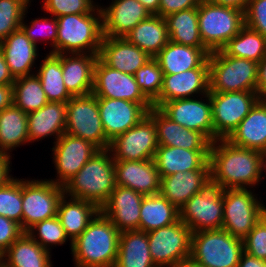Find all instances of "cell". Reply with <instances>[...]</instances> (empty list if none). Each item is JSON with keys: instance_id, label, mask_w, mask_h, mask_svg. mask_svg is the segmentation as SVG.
I'll return each instance as SVG.
<instances>
[{"instance_id": "obj_1", "label": "cell", "mask_w": 266, "mask_h": 267, "mask_svg": "<svg viewBox=\"0 0 266 267\" xmlns=\"http://www.w3.org/2000/svg\"><path fill=\"white\" fill-rule=\"evenodd\" d=\"M210 182L224 189H249L262 180V153L218 139L209 149Z\"/></svg>"}, {"instance_id": "obj_2", "label": "cell", "mask_w": 266, "mask_h": 267, "mask_svg": "<svg viewBox=\"0 0 266 267\" xmlns=\"http://www.w3.org/2000/svg\"><path fill=\"white\" fill-rule=\"evenodd\" d=\"M120 231L101 211L87 228L72 241L75 267H114Z\"/></svg>"}, {"instance_id": "obj_3", "label": "cell", "mask_w": 266, "mask_h": 267, "mask_svg": "<svg viewBox=\"0 0 266 267\" xmlns=\"http://www.w3.org/2000/svg\"><path fill=\"white\" fill-rule=\"evenodd\" d=\"M116 187L113 156L99 150L64 186L66 196L94 203L99 209Z\"/></svg>"}, {"instance_id": "obj_4", "label": "cell", "mask_w": 266, "mask_h": 267, "mask_svg": "<svg viewBox=\"0 0 266 267\" xmlns=\"http://www.w3.org/2000/svg\"><path fill=\"white\" fill-rule=\"evenodd\" d=\"M102 11L57 17L56 54H99L103 39Z\"/></svg>"}, {"instance_id": "obj_5", "label": "cell", "mask_w": 266, "mask_h": 267, "mask_svg": "<svg viewBox=\"0 0 266 267\" xmlns=\"http://www.w3.org/2000/svg\"><path fill=\"white\" fill-rule=\"evenodd\" d=\"M208 64L209 92L256 91L257 62L217 50L208 55Z\"/></svg>"}, {"instance_id": "obj_6", "label": "cell", "mask_w": 266, "mask_h": 267, "mask_svg": "<svg viewBox=\"0 0 266 267\" xmlns=\"http://www.w3.org/2000/svg\"><path fill=\"white\" fill-rule=\"evenodd\" d=\"M243 253V240L224 229L192 233L190 258L205 267H237Z\"/></svg>"}, {"instance_id": "obj_7", "label": "cell", "mask_w": 266, "mask_h": 267, "mask_svg": "<svg viewBox=\"0 0 266 267\" xmlns=\"http://www.w3.org/2000/svg\"><path fill=\"white\" fill-rule=\"evenodd\" d=\"M198 26L203 45L210 52L221 50L245 26L244 12L202 0Z\"/></svg>"}, {"instance_id": "obj_8", "label": "cell", "mask_w": 266, "mask_h": 267, "mask_svg": "<svg viewBox=\"0 0 266 267\" xmlns=\"http://www.w3.org/2000/svg\"><path fill=\"white\" fill-rule=\"evenodd\" d=\"M266 213V207L250 189L223 190V225L233 237L243 240Z\"/></svg>"}, {"instance_id": "obj_9", "label": "cell", "mask_w": 266, "mask_h": 267, "mask_svg": "<svg viewBox=\"0 0 266 267\" xmlns=\"http://www.w3.org/2000/svg\"><path fill=\"white\" fill-rule=\"evenodd\" d=\"M65 133L89 141L99 150L109 149L94 94L73 96L67 102Z\"/></svg>"}, {"instance_id": "obj_10", "label": "cell", "mask_w": 266, "mask_h": 267, "mask_svg": "<svg viewBox=\"0 0 266 267\" xmlns=\"http://www.w3.org/2000/svg\"><path fill=\"white\" fill-rule=\"evenodd\" d=\"M64 195L63 186L51 180L22 179V230L57 216L59 202Z\"/></svg>"}, {"instance_id": "obj_11", "label": "cell", "mask_w": 266, "mask_h": 267, "mask_svg": "<svg viewBox=\"0 0 266 267\" xmlns=\"http://www.w3.org/2000/svg\"><path fill=\"white\" fill-rule=\"evenodd\" d=\"M179 220L186 224L192 233L222 229L223 189L210 182L180 208Z\"/></svg>"}, {"instance_id": "obj_12", "label": "cell", "mask_w": 266, "mask_h": 267, "mask_svg": "<svg viewBox=\"0 0 266 267\" xmlns=\"http://www.w3.org/2000/svg\"><path fill=\"white\" fill-rule=\"evenodd\" d=\"M214 141L227 139L260 99L257 91L209 92Z\"/></svg>"}, {"instance_id": "obj_13", "label": "cell", "mask_w": 266, "mask_h": 267, "mask_svg": "<svg viewBox=\"0 0 266 267\" xmlns=\"http://www.w3.org/2000/svg\"><path fill=\"white\" fill-rule=\"evenodd\" d=\"M152 260L157 267H174L190 258L192 231L181 220L147 232Z\"/></svg>"}, {"instance_id": "obj_14", "label": "cell", "mask_w": 266, "mask_h": 267, "mask_svg": "<svg viewBox=\"0 0 266 267\" xmlns=\"http://www.w3.org/2000/svg\"><path fill=\"white\" fill-rule=\"evenodd\" d=\"M158 148L156 126L147 114L134 127L110 142L114 161H141L154 159Z\"/></svg>"}, {"instance_id": "obj_15", "label": "cell", "mask_w": 266, "mask_h": 267, "mask_svg": "<svg viewBox=\"0 0 266 267\" xmlns=\"http://www.w3.org/2000/svg\"><path fill=\"white\" fill-rule=\"evenodd\" d=\"M52 148L56 178L49 179L57 185L64 186L94 156L99 149L91 142L64 133Z\"/></svg>"}, {"instance_id": "obj_16", "label": "cell", "mask_w": 266, "mask_h": 267, "mask_svg": "<svg viewBox=\"0 0 266 267\" xmlns=\"http://www.w3.org/2000/svg\"><path fill=\"white\" fill-rule=\"evenodd\" d=\"M203 97L205 99H202ZM203 97H200L201 100L194 97L168 101L159 109L172 121L187 129L200 132L212 143L214 141L212 104L209 93Z\"/></svg>"}, {"instance_id": "obj_17", "label": "cell", "mask_w": 266, "mask_h": 267, "mask_svg": "<svg viewBox=\"0 0 266 267\" xmlns=\"http://www.w3.org/2000/svg\"><path fill=\"white\" fill-rule=\"evenodd\" d=\"M152 103H135L122 99L98 98L102 127L109 142L143 119Z\"/></svg>"}, {"instance_id": "obj_18", "label": "cell", "mask_w": 266, "mask_h": 267, "mask_svg": "<svg viewBox=\"0 0 266 267\" xmlns=\"http://www.w3.org/2000/svg\"><path fill=\"white\" fill-rule=\"evenodd\" d=\"M92 94L97 98L151 103L141 92L134 75L107 66L99 57L94 66Z\"/></svg>"}, {"instance_id": "obj_19", "label": "cell", "mask_w": 266, "mask_h": 267, "mask_svg": "<svg viewBox=\"0 0 266 267\" xmlns=\"http://www.w3.org/2000/svg\"><path fill=\"white\" fill-rule=\"evenodd\" d=\"M209 93L208 58L198 67L177 74H163V85L159 97L152 103L160 108L165 102L192 98Z\"/></svg>"}, {"instance_id": "obj_20", "label": "cell", "mask_w": 266, "mask_h": 267, "mask_svg": "<svg viewBox=\"0 0 266 267\" xmlns=\"http://www.w3.org/2000/svg\"><path fill=\"white\" fill-rule=\"evenodd\" d=\"M143 197L133 189L116 185L100 211L120 232L139 230Z\"/></svg>"}, {"instance_id": "obj_21", "label": "cell", "mask_w": 266, "mask_h": 267, "mask_svg": "<svg viewBox=\"0 0 266 267\" xmlns=\"http://www.w3.org/2000/svg\"><path fill=\"white\" fill-rule=\"evenodd\" d=\"M108 6H100L104 37H125L151 15L138 0H112Z\"/></svg>"}, {"instance_id": "obj_22", "label": "cell", "mask_w": 266, "mask_h": 267, "mask_svg": "<svg viewBox=\"0 0 266 267\" xmlns=\"http://www.w3.org/2000/svg\"><path fill=\"white\" fill-rule=\"evenodd\" d=\"M116 185L133 189L143 196L160 193L161 177L154 159L114 161Z\"/></svg>"}, {"instance_id": "obj_23", "label": "cell", "mask_w": 266, "mask_h": 267, "mask_svg": "<svg viewBox=\"0 0 266 267\" xmlns=\"http://www.w3.org/2000/svg\"><path fill=\"white\" fill-rule=\"evenodd\" d=\"M156 126L158 145L189 150H209L210 142L200 133L172 121L159 108L152 107L147 113Z\"/></svg>"}, {"instance_id": "obj_24", "label": "cell", "mask_w": 266, "mask_h": 267, "mask_svg": "<svg viewBox=\"0 0 266 267\" xmlns=\"http://www.w3.org/2000/svg\"><path fill=\"white\" fill-rule=\"evenodd\" d=\"M98 57L107 66L130 75L152 58L125 37H103Z\"/></svg>"}, {"instance_id": "obj_25", "label": "cell", "mask_w": 266, "mask_h": 267, "mask_svg": "<svg viewBox=\"0 0 266 267\" xmlns=\"http://www.w3.org/2000/svg\"><path fill=\"white\" fill-rule=\"evenodd\" d=\"M154 162L160 177L190 170H210L209 150L158 145Z\"/></svg>"}, {"instance_id": "obj_26", "label": "cell", "mask_w": 266, "mask_h": 267, "mask_svg": "<svg viewBox=\"0 0 266 267\" xmlns=\"http://www.w3.org/2000/svg\"><path fill=\"white\" fill-rule=\"evenodd\" d=\"M4 58L14 79L34 74L38 48L20 27L0 42Z\"/></svg>"}, {"instance_id": "obj_27", "label": "cell", "mask_w": 266, "mask_h": 267, "mask_svg": "<svg viewBox=\"0 0 266 267\" xmlns=\"http://www.w3.org/2000/svg\"><path fill=\"white\" fill-rule=\"evenodd\" d=\"M98 54H61L63 80L72 96H85L92 93L94 66Z\"/></svg>"}, {"instance_id": "obj_28", "label": "cell", "mask_w": 266, "mask_h": 267, "mask_svg": "<svg viewBox=\"0 0 266 267\" xmlns=\"http://www.w3.org/2000/svg\"><path fill=\"white\" fill-rule=\"evenodd\" d=\"M210 183V170H190L161 177L160 194L178 210Z\"/></svg>"}, {"instance_id": "obj_29", "label": "cell", "mask_w": 266, "mask_h": 267, "mask_svg": "<svg viewBox=\"0 0 266 267\" xmlns=\"http://www.w3.org/2000/svg\"><path fill=\"white\" fill-rule=\"evenodd\" d=\"M67 102H48L37 111L27 114L29 142L44 140L48 136L56 142L64 133Z\"/></svg>"}, {"instance_id": "obj_30", "label": "cell", "mask_w": 266, "mask_h": 267, "mask_svg": "<svg viewBox=\"0 0 266 267\" xmlns=\"http://www.w3.org/2000/svg\"><path fill=\"white\" fill-rule=\"evenodd\" d=\"M226 140L237 147L255 149L260 152L266 150L265 99H259L255 103L249 114Z\"/></svg>"}, {"instance_id": "obj_31", "label": "cell", "mask_w": 266, "mask_h": 267, "mask_svg": "<svg viewBox=\"0 0 266 267\" xmlns=\"http://www.w3.org/2000/svg\"><path fill=\"white\" fill-rule=\"evenodd\" d=\"M210 53L206 47H193L169 41L154 58L163 74H177L198 68Z\"/></svg>"}, {"instance_id": "obj_32", "label": "cell", "mask_w": 266, "mask_h": 267, "mask_svg": "<svg viewBox=\"0 0 266 267\" xmlns=\"http://www.w3.org/2000/svg\"><path fill=\"white\" fill-rule=\"evenodd\" d=\"M99 211L100 209L92 202L68 197L65 194L62 196L58 205L57 217L69 237L70 250L72 241L87 228L89 222Z\"/></svg>"}, {"instance_id": "obj_33", "label": "cell", "mask_w": 266, "mask_h": 267, "mask_svg": "<svg viewBox=\"0 0 266 267\" xmlns=\"http://www.w3.org/2000/svg\"><path fill=\"white\" fill-rule=\"evenodd\" d=\"M50 254L24 232L1 255V267H53Z\"/></svg>"}, {"instance_id": "obj_34", "label": "cell", "mask_w": 266, "mask_h": 267, "mask_svg": "<svg viewBox=\"0 0 266 267\" xmlns=\"http://www.w3.org/2000/svg\"><path fill=\"white\" fill-rule=\"evenodd\" d=\"M125 38L152 58L170 41L165 18L156 14L138 23Z\"/></svg>"}, {"instance_id": "obj_35", "label": "cell", "mask_w": 266, "mask_h": 267, "mask_svg": "<svg viewBox=\"0 0 266 267\" xmlns=\"http://www.w3.org/2000/svg\"><path fill=\"white\" fill-rule=\"evenodd\" d=\"M114 267H157L151 257L147 232H120Z\"/></svg>"}, {"instance_id": "obj_36", "label": "cell", "mask_w": 266, "mask_h": 267, "mask_svg": "<svg viewBox=\"0 0 266 267\" xmlns=\"http://www.w3.org/2000/svg\"><path fill=\"white\" fill-rule=\"evenodd\" d=\"M29 142L27 113L15 106L0 112V152L11 156L10 152Z\"/></svg>"}, {"instance_id": "obj_37", "label": "cell", "mask_w": 266, "mask_h": 267, "mask_svg": "<svg viewBox=\"0 0 266 267\" xmlns=\"http://www.w3.org/2000/svg\"><path fill=\"white\" fill-rule=\"evenodd\" d=\"M177 221H179V210L160 193L143 197L139 231H153Z\"/></svg>"}, {"instance_id": "obj_38", "label": "cell", "mask_w": 266, "mask_h": 267, "mask_svg": "<svg viewBox=\"0 0 266 267\" xmlns=\"http://www.w3.org/2000/svg\"><path fill=\"white\" fill-rule=\"evenodd\" d=\"M169 40L193 47L203 45L198 26V7L172 13L165 17Z\"/></svg>"}, {"instance_id": "obj_39", "label": "cell", "mask_w": 266, "mask_h": 267, "mask_svg": "<svg viewBox=\"0 0 266 267\" xmlns=\"http://www.w3.org/2000/svg\"><path fill=\"white\" fill-rule=\"evenodd\" d=\"M36 72L49 102H68L73 96L67 91L61 67V54H47Z\"/></svg>"}, {"instance_id": "obj_40", "label": "cell", "mask_w": 266, "mask_h": 267, "mask_svg": "<svg viewBox=\"0 0 266 267\" xmlns=\"http://www.w3.org/2000/svg\"><path fill=\"white\" fill-rule=\"evenodd\" d=\"M221 51L231 57L259 63L266 56V37L244 26L221 48Z\"/></svg>"}, {"instance_id": "obj_41", "label": "cell", "mask_w": 266, "mask_h": 267, "mask_svg": "<svg viewBox=\"0 0 266 267\" xmlns=\"http://www.w3.org/2000/svg\"><path fill=\"white\" fill-rule=\"evenodd\" d=\"M12 86L13 104L27 114L49 102L36 73L15 79Z\"/></svg>"}, {"instance_id": "obj_42", "label": "cell", "mask_w": 266, "mask_h": 267, "mask_svg": "<svg viewBox=\"0 0 266 267\" xmlns=\"http://www.w3.org/2000/svg\"><path fill=\"white\" fill-rule=\"evenodd\" d=\"M26 233L49 252L53 245H63L69 238L57 216L34 224Z\"/></svg>"}, {"instance_id": "obj_43", "label": "cell", "mask_w": 266, "mask_h": 267, "mask_svg": "<svg viewBox=\"0 0 266 267\" xmlns=\"http://www.w3.org/2000/svg\"><path fill=\"white\" fill-rule=\"evenodd\" d=\"M22 179L12 178L0 187V215L20 224L22 228Z\"/></svg>"}, {"instance_id": "obj_44", "label": "cell", "mask_w": 266, "mask_h": 267, "mask_svg": "<svg viewBox=\"0 0 266 267\" xmlns=\"http://www.w3.org/2000/svg\"><path fill=\"white\" fill-rule=\"evenodd\" d=\"M134 76L141 92L153 103L159 97L163 85V72L157 60L155 58L148 60Z\"/></svg>"}, {"instance_id": "obj_45", "label": "cell", "mask_w": 266, "mask_h": 267, "mask_svg": "<svg viewBox=\"0 0 266 267\" xmlns=\"http://www.w3.org/2000/svg\"><path fill=\"white\" fill-rule=\"evenodd\" d=\"M31 0H0V42L20 28Z\"/></svg>"}, {"instance_id": "obj_46", "label": "cell", "mask_w": 266, "mask_h": 267, "mask_svg": "<svg viewBox=\"0 0 266 267\" xmlns=\"http://www.w3.org/2000/svg\"><path fill=\"white\" fill-rule=\"evenodd\" d=\"M27 13L28 11L27 12L25 11L23 21L21 22V26H20L25 32L26 36L36 45L38 44L39 41L40 42L43 41V44H45V42L51 44L50 47H52V50L49 51V53L56 54L57 18L54 16H51L52 18L51 17L43 18L41 16V19L40 17L36 18L30 22V25H28L26 24V22H24L25 21L24 19ZM39 33L42 36L41 38H44V39L40 40Z\"/></svg>"}, {"instance_id": "obj_47", "label": "cell", "mask_w": 266, "mask_h": 267, "mask_svg": "<svg viewBox=\"0 0 266 267\" xmlns=\"http://www.w3.org/2000/svg\"><path fill=\"white\" fill-rule=\"evenodd\" d=\"M43 11L54 17L92 12L98 5L91 0H43Z\"/></svg>"}, {"instance_id": "obj_48", "label": "cell", "mask_w": 266, "mask_h": 267, "mask_svg": "<svg viewBox=\"0 0 266 267\" xmlns=\"http://www.w3.org/2000/svg\"><path fill=\"white\" fill-rule=\"evenodd\" d=\"M244 252L266 261V213L243 239Z\"/></svg>"}, {"instance_id": "obj_49", "label": "cell", "mask_w": 266, "mask_h": 267, "mask_svg": "<svg viewBox=\"0 0 266 267\" xmlns=\"http://www.w3.org/2000/svg\"><path fill=\"white\" fill-rule=\"evenodd\" d=\"M244 18L245 26L266 37V0H250Z\"/></svg>"}, {"instance_id": "obj_50", "label": "cell", "mask_w": 266, "mask_h": 267, "mask_svg": "<svg viewBox=\"0 0 266 267\" xmlns=\"http://www.w3.org/2000/svg\"><path fill=\"white\" fill-rule=\"evenodd\" d=\"M24 231L20 224L0 215V255L16 241Z\"/></svg>"}, {"instance_id": "obj_51", "label": "cell", "mask_w": 266, "mask_h": 267, "mask_svg": "<svg viewBox=\"0 0 266 267\" xmlns=\"http://www.w3.org/2000/svg\"><path fill=\"white\" fill-rule=\"evenodd\" d=\"M202 0H160L158 13L156 15L166 16L182 10L198 7Z\"/></svg>"}, {"instance_id": "obj_52", "label": "cell", "mask_w": 266, "mask_h": 267, "mask_svg": "<svg viewBox=\"0 0 266 267\" xmlns=\"http://www.w3.org/2000/svg\"><path fill=\"white\" fill-rule=\"evenodd\" d=\"M256 91L260 99H266V56L258 63Z\"/></svg>"}, {"instance_id": "obj_53", "label": "cell", "mask_w": 266, "mask_h": 267, "mask_svg": "<svg viewBox=\"0 0 266 267\" xmlns=\"http://www.w3.org/2000/svg\"><path fill=\"white\" fill-rule=\"evenodd\" d=\"M11 157L12 156L0 152V187L4 186L13 178L10 174Z\"/></svg>"}, {"instance_id": "obj_54", "label": "cell", "mask_w": 266, "mask_h": 267, "mask_svg": "<svg viewBox=\"0 0 266 267\" xmlns=\"http://www.w3.org/2000/svg\"><path fill=\"white\" fill-rule=\"evenodd\" d=\"M15 79L11 75L6 59L0 47V85H13Z\"/></svg>"}, {"instance_id": "obj_55", "label": "cell", "mask_w": 266, "mask_h": 267, "mask_svg": "<svg viewBox=\"0 0 266 267\" xmlns=\"http://www.w3.org/2000/svg\"><path fill=\"white\" fill-rule=\"evenodd\" d=\"M13 105V86L0 85V112Z\"/></svg>"}, {"instance_id": "obj_56", "label": "cell", "mask_w": 266, "mask_h": 267, "mask_svg": "<svg viewBox=\"0 0 266 267\" xmlns=\"http://www.w3.org/2000/svg\"><path fill=\"white\" fill-rule=\"evenodd\" d=\"M206 1H209L217 5H222L225 7L235 8L243 12H245L250 2V0H206Z\"/></svg>"}, {"instance_id": "obj_57", "label": "cell", "mask_w": 266, "mask_h": 267, "mask_svg": "<svg viewBox=\"0 0 266 267\" xmlns=\"http://www.w3.org/2000/svg\"><path fill=\"white\" fill-rule=\"evenodd\" d=\"M237 267H266V261L243 253Z\"/></svg>"}, {"instance_id": "obj_58", "label": "cell", "mask_w": 266, "mask_h": 267, "mask_svg": "<svg viewBox=\"0 0 266 267\" xmlns=\"http://www.w3.org/2000/svg\"><path fill=\"white\" fill-rule=\"evenodd\" d=\"M143 6L151 13L157 14L159 9L160 0H138Z\"/></svg>"}, {"instance_id": "obj_59", "label": "cell", "mask_w": 266, "mask_h": 267, "mask_svg": "<svg viewBox=\"0 0 266 267\" xmlns=\"http://www.w3.org/2000/svg\"><path fill=\"white\" fill-rule=\"evenodd\" d=\"M174 267H205L201 264H198L197 262L193 261L191 258L182 260Z\"/></svg>"}, {"instance_id": "obj_60", "label": "cell", "mask_w": 266, "mask_h": 267, "mask_svg": "<svg viewBox=\"0 0 266 267\" xmlns=\"http://www.w3.org/2000/svg\"><path fill=\"white\" fill-rule=\"evenodd\" d=\"M261 153H262V167H261V171H262V173H264V172H266V150H263Z\"/></svg>"}]
</instances>
